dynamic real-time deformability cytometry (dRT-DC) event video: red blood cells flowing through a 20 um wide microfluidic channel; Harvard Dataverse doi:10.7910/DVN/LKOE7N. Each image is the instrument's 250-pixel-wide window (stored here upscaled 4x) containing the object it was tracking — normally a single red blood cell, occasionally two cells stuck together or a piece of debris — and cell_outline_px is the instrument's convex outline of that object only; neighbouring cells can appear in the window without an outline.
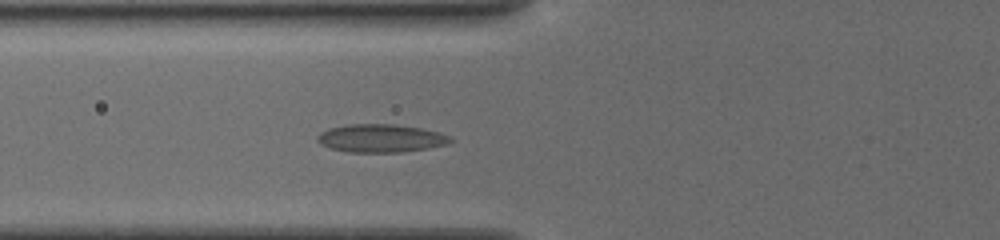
{"species": "common noctule bat (a hibernating species)", "species_latin": "Nyctalus noctula", "temperature_condition": "cold", "stored_images_in_passage": 4, "camera_frame_rate_fps": 3000, "um_per_image_px": 0.085, "animal": {"sex": "female", "body_mass_g": 19.5, "forearm_length_mm": 54.1}, "frame": {"image": 1, "passage_image": 4, "time_ms": 2.667, "image_size_px": [1000, 240], "cell_outline_px": [[452, 140], [448, 144], [428, 148], [400, 152], [348, 152], [332, 148], [320, 144], [316, 140], [316, 136], [320, 132], [328, 128], [348, 124], [392, 124], [420, 128], [440, 132], [452, 136]], "centroid_in_image_um": [32.36, 11.75], "position_along_channel_um": 93.4, "area_um2": 21.85}}